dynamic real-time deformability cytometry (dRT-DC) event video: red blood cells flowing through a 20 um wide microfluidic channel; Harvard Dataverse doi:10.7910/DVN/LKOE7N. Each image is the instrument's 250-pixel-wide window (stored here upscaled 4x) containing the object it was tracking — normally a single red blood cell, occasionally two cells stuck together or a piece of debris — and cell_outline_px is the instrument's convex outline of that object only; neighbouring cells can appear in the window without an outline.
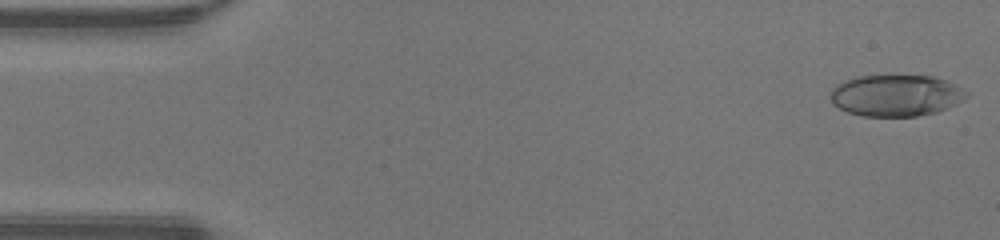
{"species": "human", "species_latin": "Homo sapiens", "temperature_condition": "warm", "stored_images_in_passage": 47, "camera_frame_rate_fps": 3000, "um_per_image_px": 0.085, "donor": {"sex": "male"}, "frame": {"image": 1, "passage_image": 1, "time_ms": 0.0, "image_size_px": [1000, 240], "cell_outline_px": [[968, 96], [964, 100], [948, 108], [936, 112], [916, 116], [860, 116], [848, 112], [832, 104], [832, 88], [836, 84], [856, 76], [932, 76], [956, 84], [968, 92]], "centroid_in_image_um": [76.18, 8.12], "position_along_channel_um": 8.8, "area_um2": 32.89}}
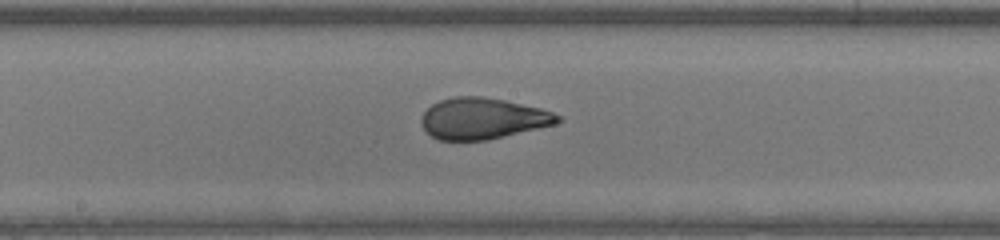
{"frame": {"image": 2, "passage_image": 24, "time_ms": 7.667, "image_size_px": [1000, 240], "cell_outline_px": [[564, 120], [556, 124], [488, 140], [440, 140], [424, 132], [420, 124], [420, 120], [424, 112], [432, 104], [440, 100], [456, 96], [480, 96], [504, 100], [540, 108], [552, 112], [560, 116]], "centroid_in_image_um": [41.01, 10.08], "position_along_channel_um": 207.2, "area_um2": 32.83}}
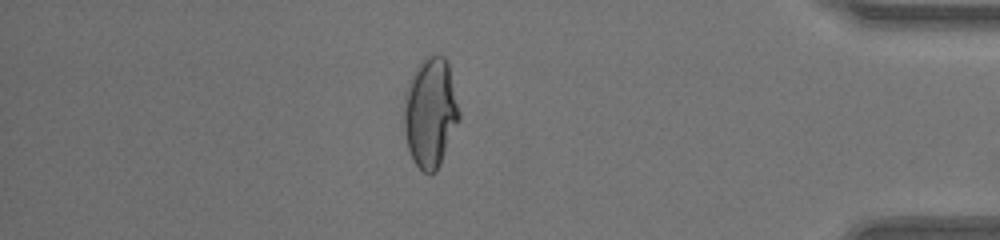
{"frame": {"image": 3, "passage_image": 40, "time_ms": 13.0, "image_size_px": [1000, 240], "cell_outline_px": [[460, 120], [440, 164], [436, 172], [424, 172], [416, 164], [408, 148], [404, 128], [404, 96], [408, 80], [412, 72], [420, 60], [424, 56], [436, 52], [444, 56], [448, 60], [460, 112]], "centroid_in_image_um": [36.59, 9.47], "position_along_channel_um": 398.6, "area_um2": 35.84}, "authors_computed_cell_mechanics": {"area_um2": 33.524, "velocity_mm_per_s": 4.3674, "shape_relaxation_time_tau1_ms": 8.5174, "shape_relaxation_time_tau2_ms": null, "deformation_change_tau1": 0.3311, "deformation_change_tau2": null}}